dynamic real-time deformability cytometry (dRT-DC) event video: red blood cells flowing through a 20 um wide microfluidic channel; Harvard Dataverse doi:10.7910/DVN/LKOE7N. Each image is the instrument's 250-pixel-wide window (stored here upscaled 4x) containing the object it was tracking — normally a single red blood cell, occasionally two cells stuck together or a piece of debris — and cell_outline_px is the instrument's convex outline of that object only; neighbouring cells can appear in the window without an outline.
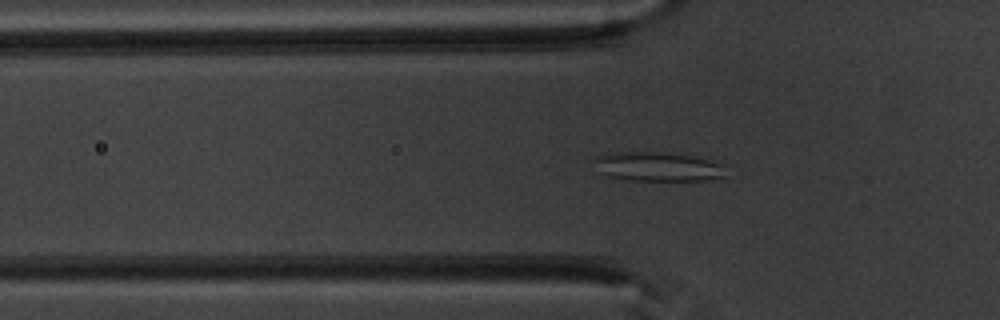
{"species": "common noctule bat (a hibernating species)", "species_latin": "Nyctalus noctula", "temperature_condition": "warm", "stored_images_in_passage": 51, "camera_frame_rate_fps": 3000, "um_per_image_px": 0.085, "animal": {"sex": "male", "body_mass_g": 20.1, "forearm_length_mm": 53.5}, "frame": {"image": 1, "passage_image": 17, "time_ms": 5.333, "image_size_px": [1000, 320], "cell_outline_px": [[728, 176], [704, 180], [632, 180], [604, 176], [588, 160], [596, 156], [612, 152], [656, 152], [696, 156], [724, 164]], "centroid_in_image_um": [55.87, 14.16], "position_along_channel_um": 69.9, "area_um2": 22.89}}
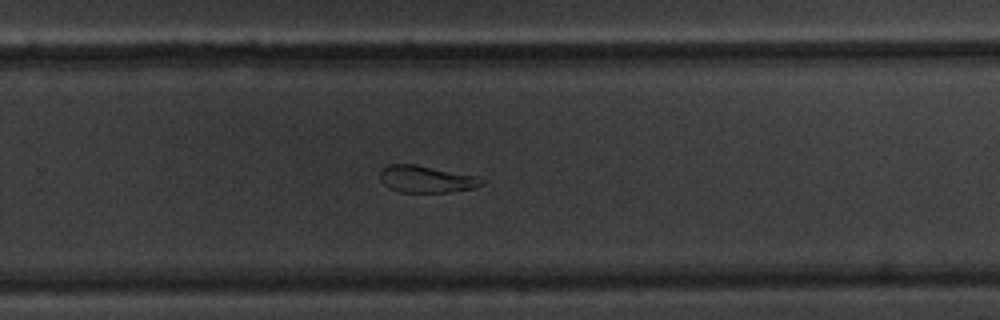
{"frame": {"image": 2, "passage_image": 34, "time_ms": 11.0, "image_size_px": [1000, 320], "cell_outline_px": [[484, 184], [476, 188], [448, 192], [400, 192], [388, 188], [380, 180], [380, 172], [388, 164], [416, 164], [476, 176], [484, 180]], "centroid_in_image_um": [36.23, 15.23], "position_along_channel_um": 293.6, "area_um2": 16.01}}
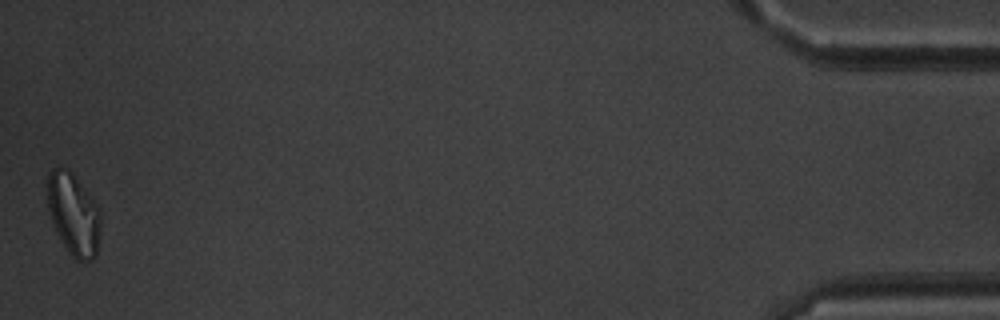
{"frame": {"image": 3, "passage_image": 51, "time_ms": 16.667, "image_size_px": [1000, 320], "cell_outline_px": [[100, 232], [96, 256], [92, 260], [76, 260], [68, 252], [56, 232], [48, 208], [48, 172], [52, 168], [68, 168], [72, 172], [100, 208]], "centroid_in_image_um": [6.26, 18.21], "position_along_channel_um": 428.9, "area_um2": 25.37}, "authors_computed_cell_mechanics": {"area_um2": 21.964, "velocity_mm_per_s": 3.9495, "shape_relaxation_time_tau1_ms": null, "shape_relaxation_time_tau2_ms": 6.1472, "deformation_change_tau1": null, "deformation_change_tau2": 0.1241}}